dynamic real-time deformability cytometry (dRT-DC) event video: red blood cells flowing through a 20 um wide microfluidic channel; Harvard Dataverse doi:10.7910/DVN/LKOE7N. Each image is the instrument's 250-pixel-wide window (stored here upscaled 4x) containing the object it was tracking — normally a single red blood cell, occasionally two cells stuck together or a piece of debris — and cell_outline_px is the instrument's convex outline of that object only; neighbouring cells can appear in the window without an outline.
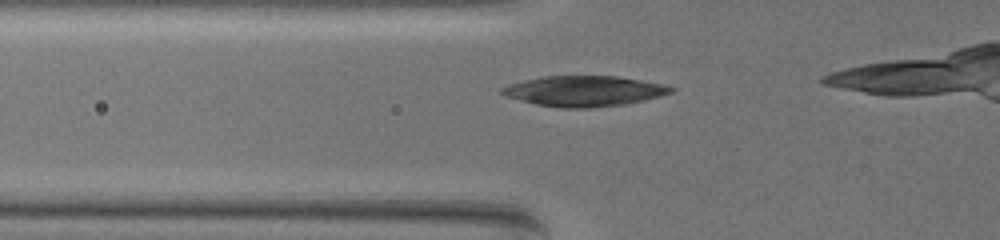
{"species": "common noctule bat (a hibernating species)", "species_latin": "Nyctalus noctula", "temperature_condition": "warm", "stored_images_in_passage": 32, "camera_frame_rate_fps": 3000, "um_per_image_px": 0.085, "animal": {"sex": "female", "body_mass_g": 19.5, "forearm_length_mm": 54.1}, "frame": {"image": 1, "passage_image": 2, "time_ms": 0.333, "image_size_px": [1000, 240], "cell_outline_px": [[676, 88], [672, 92], [660, 96], [624, 104], [588, 108], [564, 108], [536, 104], [504, 96], [500, 92], [500, 88], [508, 84], [524, 80], [544, 76], [616, 76], [664, 84]], "centroid_in_image_um": [49.62, 7.73], "position_along_channel_um": 76.2, "area_um2": 29.88}}
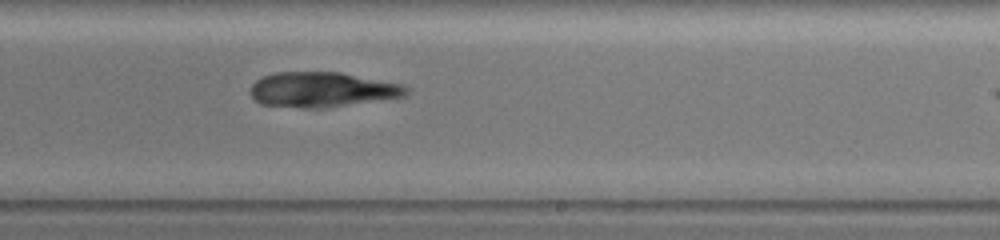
{"frame": {"image": 2, "passage_image": 18, "time_ms": 5.667, "image_size_px": [1000, 240], "cell_outline_px": [[408, 92], [404, 96], [328, 108], [304, 108], [260, 104], [252, 96], [252, 84], [256, 80], [264, 76], [276, 72], [340, 72], [400, 84], [408, 88]], "centroid_in_image_um": [27.37, 7.62], "position_along_channel_um": 261.6, "area_um2": 31.56}}
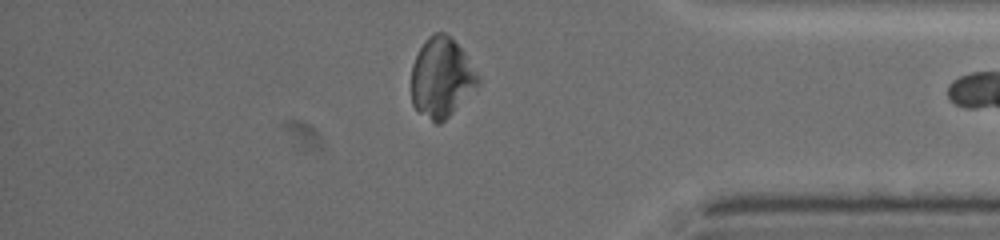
{"frame": {"image": 3, "passage_image": 31, "time_ms": 10.0, "image_size_px": [1000, 240], "cell_outline_px": [[480, 84], [440, 124], [436, 124], [420, 112], [412, 104], [412, 64], [424, 40], [428, 36], [436, 32], [444, 32], [464, 52], [480, 76]], "centroid_in_image_um": [37.53, 6.59], "position_along_channel_um": 397.7, "area_um2": 30.63}}